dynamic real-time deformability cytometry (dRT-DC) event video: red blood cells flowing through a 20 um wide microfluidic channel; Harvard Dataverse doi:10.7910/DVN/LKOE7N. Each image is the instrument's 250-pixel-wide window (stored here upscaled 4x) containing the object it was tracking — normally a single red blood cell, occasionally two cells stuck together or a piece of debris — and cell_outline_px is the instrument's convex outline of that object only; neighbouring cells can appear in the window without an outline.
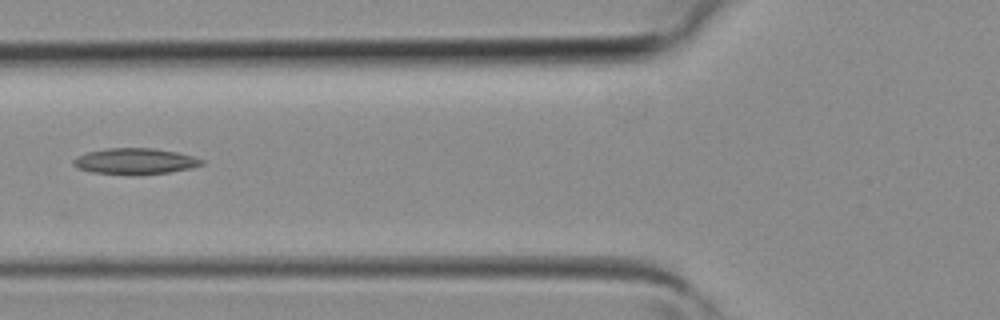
{"species": "common noctule bat (a hibernating species)", "species_latin": "Nyctalus noctula", "temperature_condition": "room temperature", "stored_images_in_passage": 4, "camera_frame_rate_fps": 3000, "um_per_image_px": 0.085, "animal": {"sex": "female", "body_mass_g": 19.3, "forearm_length_mm": 54.1}, "frame": {"image": 1, "passage_image": 4, "time_ms": 1.0, "image_size_px": [1000, 320], "cell_outline_px": [[204, 164], [192, 168], [168, 172], [136, 176], [132, 176], [92, 172], [76, 168], [72, 164], [72, 160], [76, 156], [88, 152], [108, 148], [152, 148], [176, 152], [192, 156], [204, 160]], "centroid_in_image_um": [11.45, 13.72], "position_along_channel_um": 114.4, "area_um2": 19.77}}